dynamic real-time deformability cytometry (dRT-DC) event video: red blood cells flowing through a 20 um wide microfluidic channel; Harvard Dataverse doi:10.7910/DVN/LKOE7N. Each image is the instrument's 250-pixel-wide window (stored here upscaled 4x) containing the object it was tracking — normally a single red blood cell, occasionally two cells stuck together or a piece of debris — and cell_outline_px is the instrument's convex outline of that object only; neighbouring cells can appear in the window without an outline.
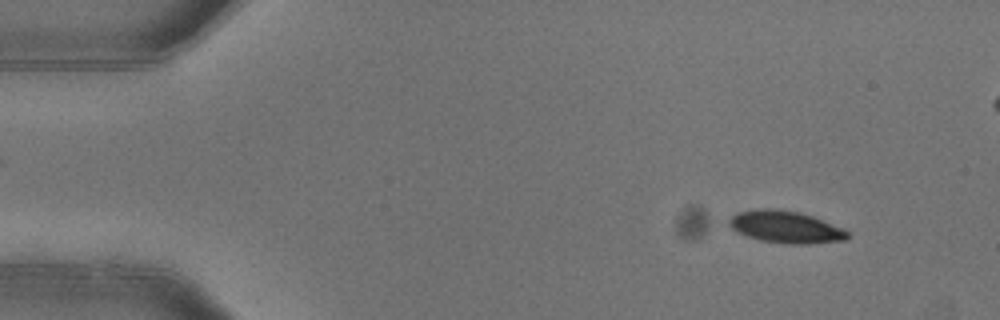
{"species": "common noctule bat (a hibernating species)", "species_latin": "Nyctalus noctula", "temperature_condition": "warm", "stored_images_in_passage": 4, "camera_frame_rate_fps": 3000, "um_per_image_px": 0.085, "animal": {"sex": "female"}, "frame": {"image": 1, "passage_image": 1, "time_ms": 0.0, "image_size_px": [1000, 320], "cell_outline_px": [[848, 240], [808, 244], [788, 244], [760, 240], [736, 232], [728, 224], [728, 220], [736, 212], [764, 208], [776, 208], [800, 212], [812, 216], [844, 228], [848, 232]], "centroid_in_image_um": [66.79, 19.29], "position_along_channel_um": 18.2, "area_um2": 22.31}}